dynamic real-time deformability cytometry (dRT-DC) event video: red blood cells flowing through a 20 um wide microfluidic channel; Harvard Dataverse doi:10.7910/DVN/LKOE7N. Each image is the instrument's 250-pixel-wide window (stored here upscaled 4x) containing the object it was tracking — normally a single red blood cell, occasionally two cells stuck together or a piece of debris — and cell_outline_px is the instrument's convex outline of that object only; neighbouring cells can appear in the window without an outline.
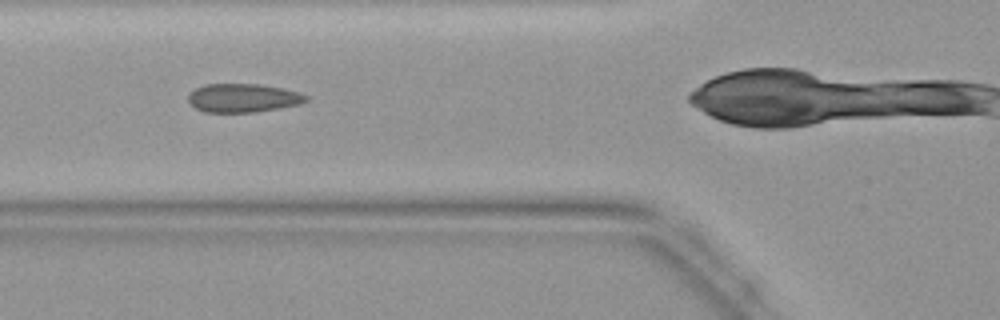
{"species": "common noctule bat (a hibernating species)", "species_latin": "Nyctalus noctula", "temperature_condition": "warm", "stored_images_in_passage": 29, "camera_frame_rate_fps": 3000, "um_per_image_px": 0.085, "animal": {"sex": "female", "body_mass_g": 19.9}, "frame": {"image": 1, "passage_image": 5, "time_ms": 1.333, "image_size_px": [1000, 320], "cell_outline_px": [[308, 100], [300, 104], [256, 112], [204, 112], [196, 108], [188, 100], [188, 96], [196, 88], [204, 84], [260, 84], [284, 88], [300, 92], [308, 96]], "centroid_in_image_um": [20.69, 8.32], "position_along_channel_um": 105.1, "area_um2": 19.65}}